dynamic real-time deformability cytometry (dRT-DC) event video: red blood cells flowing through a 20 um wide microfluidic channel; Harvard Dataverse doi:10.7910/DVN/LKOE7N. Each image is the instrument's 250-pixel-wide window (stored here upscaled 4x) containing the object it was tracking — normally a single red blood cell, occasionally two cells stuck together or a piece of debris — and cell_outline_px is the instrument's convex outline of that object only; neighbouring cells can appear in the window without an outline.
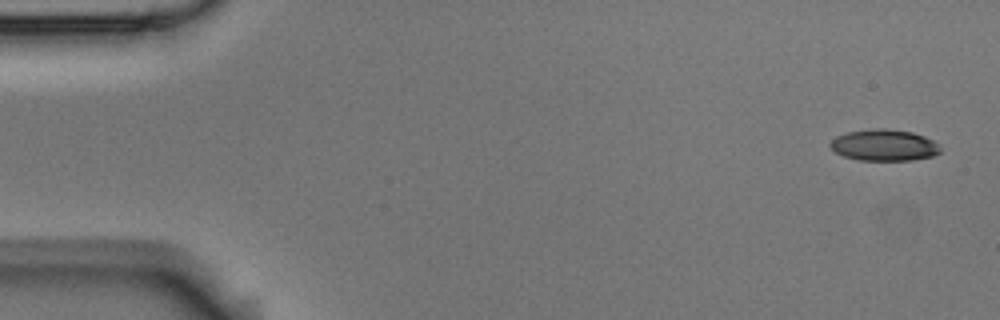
{"species": "Egyptian fruit bat (a non-hibernating species)", "species_latin": "Rousettus aegyptiacus", "temperature_condition": "room temperature", "stored_images_in_passage": 5, "camera_frame_rate_fps": 3000, "um_per_image_px": 0.085, "animal": {"sex": "male"}, "frame": {"image": 1, "passage_image": 1, "time_ms": 0.0, "image_size_px": [1000, 320], "cell_outline_px": [[940, 152], [932, 156], [912, 160], [860, 160], [844, 156], [836, 152], [828, 144], [836, 136], [848, 132], [872, 128], [884, 128], [912, 132], [924, 136], [940, 144]], "centroid_in_image_um": [75.16, 12.33], "position_along_channel_um": 9.8, "area_um2": 20.11}}
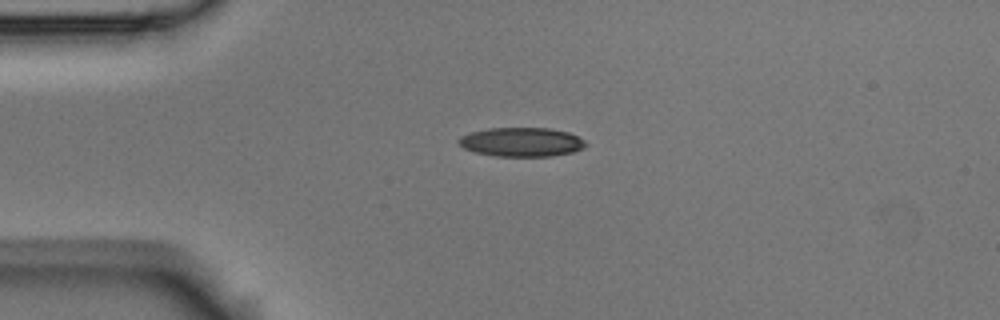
{"frame": {"image": 2, "passage_image": 4, "time_ms": 1.0, "image_size_px": [1000, 320], "cell_outline_px": [[588, 144], [584, 148], [572, 152], [552, 156], [496, 156], [476, 152], [464, 148], [456, 140], [460, 136], [472, 132], [488, 128], [548, 128], [568, 132], [584, 140]], "centroid_in_image_um": [44.34, 12.07], "position_along_channel_um": 40.7, "area_um2": 21.44}}